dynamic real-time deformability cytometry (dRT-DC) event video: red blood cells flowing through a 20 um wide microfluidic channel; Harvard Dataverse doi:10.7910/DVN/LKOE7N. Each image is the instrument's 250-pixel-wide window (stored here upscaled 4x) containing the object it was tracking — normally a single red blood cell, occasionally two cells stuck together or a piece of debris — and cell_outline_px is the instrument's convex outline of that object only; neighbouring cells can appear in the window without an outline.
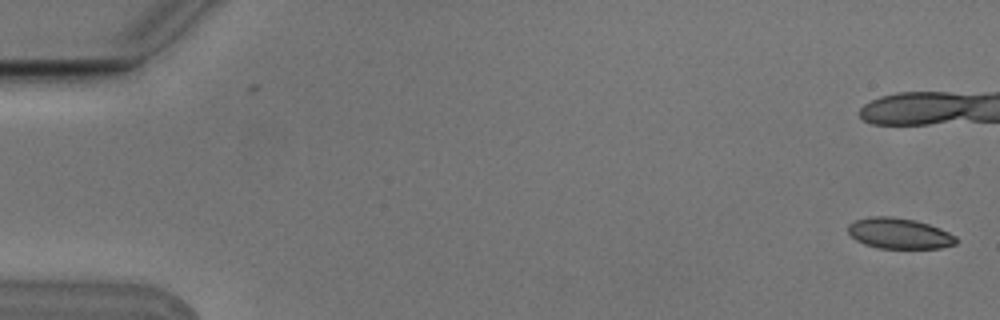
{"species": "Egyptian fruit bat (a non-hibernating species)", "species_latin": "Rousettus aegyptiacus", "temperature_condition": "cold", "stored_images_in_passage": 4, "camera_frame_rate_fps": 3000, "um_per_image_px": 0.085, "animal": {"sex": "male"}, "frame": {"image": 1, "passage_image": 1, "time_ms": 0.0, "image_size_px": [1000, 320], "cell_outline_px": [[956, 244], [940, 248], [876, 248], [864, 244], [856, 240], [848, 232], [848, 224], [856, 220], [868, 216], [892, 216], [916, 220], [940, 228], [956, 236]], "centroid_in_image_um": [76.42, 19.83], "position_along_channel_um": 8.6, "area_um2": 19.42}}